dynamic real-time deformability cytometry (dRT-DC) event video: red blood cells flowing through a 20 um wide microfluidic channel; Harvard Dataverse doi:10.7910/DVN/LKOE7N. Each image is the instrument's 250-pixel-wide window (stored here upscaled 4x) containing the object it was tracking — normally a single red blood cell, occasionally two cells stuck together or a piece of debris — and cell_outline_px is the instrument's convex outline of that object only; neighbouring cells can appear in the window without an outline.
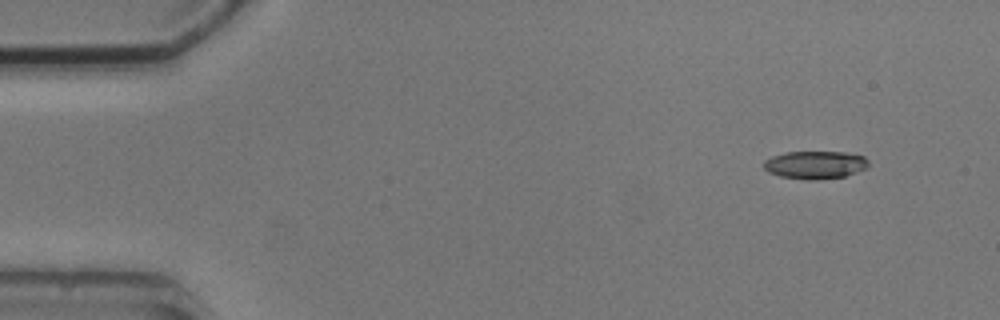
{"species": "common noctule bat (a hibernating species)", "species_latin": "Nyctalus noctula", "temperature_condition": "cold", "stored_images_in_passage": 4, "camera_frame_rate_fps": 3000, "um_per_image_px": 0.085, "animal": {"sex": "male", "body_mass_g": 20.5, "forearm_length_mm": 52.5}, "frame": {"image": 1, "passage_image": 1, "time_ms": 0.0, "image_size_px": [1000, 320], "cell_outline_px": [[868, 168], [844, 176], [812, 180], [780, 176], [768, 172], [764, 168], [764, 160], [772, 156], [784, 152], [844, 152], [864, 156], [868, 160]], "centroid_in_image_um": [69.29, 14.0], "position_along_channel_um": 15.7, "area_um2": 16.94}}
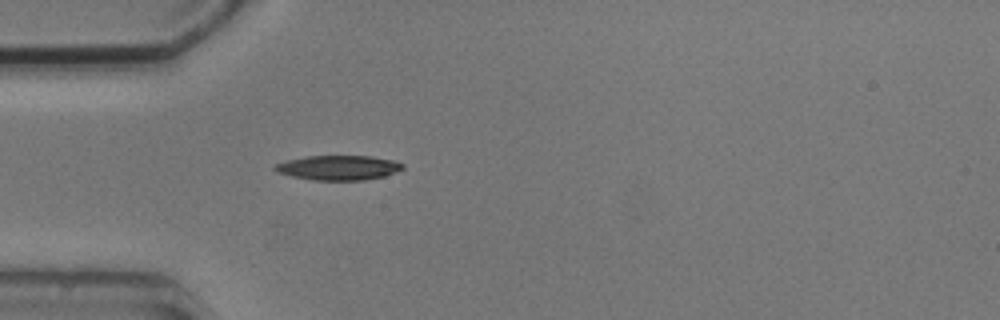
{"frame": {"image": 2, "passage_image": 4, "time_ms": 3.667, "image_size_px": [1000, 320], "cell_outline_px": [[404, 168], [384, 176], [364, 180], [312, 180], [292, 176], [276, 172], [272, 168], [276, 164], [288, 160], [308, 156], [372, 156], [392, 160], [404, 164]], "centroid_in_image_um": [28.75, 14.25], "position_along_channel_um": 56.2, "area_um2": 18.26}}